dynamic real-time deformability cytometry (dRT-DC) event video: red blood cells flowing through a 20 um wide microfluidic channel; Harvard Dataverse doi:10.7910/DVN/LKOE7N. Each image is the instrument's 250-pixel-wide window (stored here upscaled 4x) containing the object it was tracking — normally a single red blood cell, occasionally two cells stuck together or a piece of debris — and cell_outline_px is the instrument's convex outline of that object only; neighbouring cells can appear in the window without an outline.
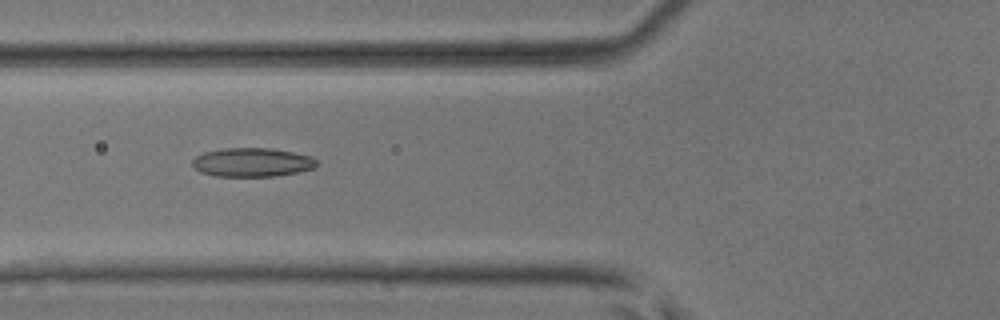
{"species": "common noctule bat (a hibernating species)", "species_latin": "Nyctalus noctula", "temperature_condition": "room temperature", "stored_images_in_passage": 5, "camera_frame_rate_fps": 3000, "um_per_image_px": 0.085, "animal": {"sex": "male", "body_mass_g": 17.9, "forearm_length_mm": 54.2}, "frame": {"image": 1, "passage_image": 3, "time_ms": 0.667, "image_size_px": [1000, 320], "cell_outline_px": [[320, 164], [316, 168], [276, 176], [212, 176], [200, 172], [192, 164], [192, 160], [196, 156], [204, 152], [224, 148], [272, 148], [312, 156]], "centroid_in_image_um": [21.46, 13.79], "position_along_channel_um": 104.3, "area_um2": 21.04}}
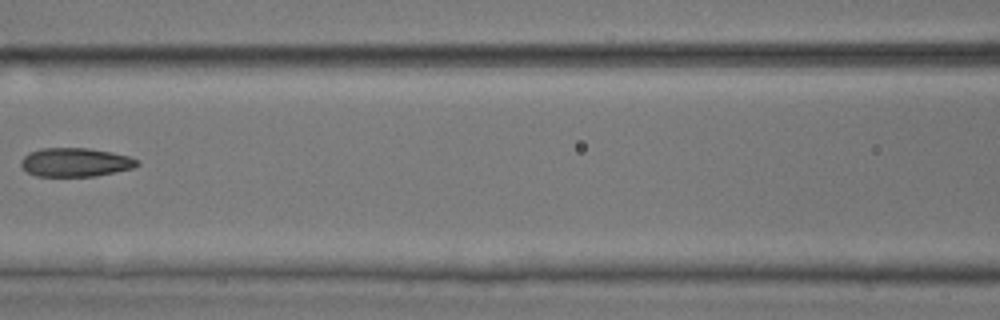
{"frame": {"image": 2, "passage_image": 4, "time_ms": 1.0, "image_size_px": [1000, 320], "cell_outline_px": [[140, 164], [132, 168], [96, 176], [36, 176], [28, 172], [20, 164], [20, 160], [28, 152], [40, 148], [88, 148], [112, 152], [128, 156], [136, 160]], "centroid_in_image_um": [6.37, 13.79], "position_along_channel_um": 160.2, "area_um2": 19.42}}